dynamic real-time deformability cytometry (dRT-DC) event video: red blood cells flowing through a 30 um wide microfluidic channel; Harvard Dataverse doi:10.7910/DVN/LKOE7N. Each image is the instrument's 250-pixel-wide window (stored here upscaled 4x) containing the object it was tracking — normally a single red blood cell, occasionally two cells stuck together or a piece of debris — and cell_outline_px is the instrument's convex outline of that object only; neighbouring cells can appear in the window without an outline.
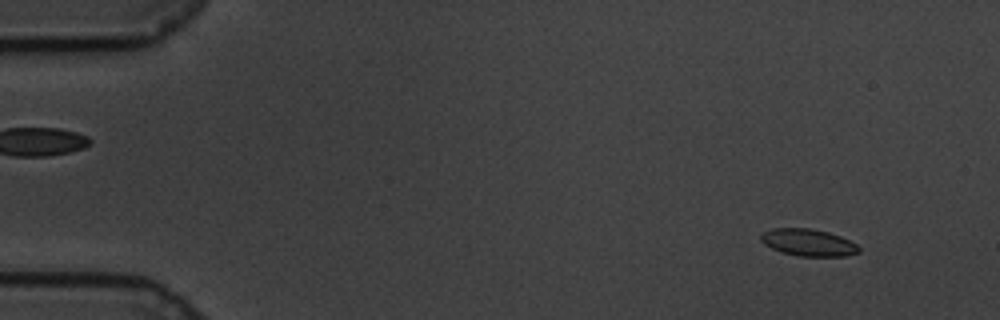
{"species": "common noctule bat (a hibernating species)", "species_latin": "Nyctalus noctula", "temperature_condition": "cold", "stored_images_in_passage": 16, "segment_of_instrument_passage": [1, 2], "camera_frame_rate_fps": 3000, "um_per_image_px": 0.085, "animal": {"sex": "male", "body_mass_g": 19.5, "forearm_length_mm": 54.6}, "frame": {"image": 1, "passage_image": 5, "time_ms": 1.333, "image_size_px": [1000, 320], "cell_outline_px": [[860, 252], [844, 256], [800, 256], [780, 252], [764, 244], [760, 240], [760, 236], [764, 232], [772, 228], [812, 228], [828, 232], [840, 236], [856, 244], [860, 248]], "centroid_in_image_um": [68.69, 20.61], "position_along_channel_um": 16.3, "area_um2": 15.43}}